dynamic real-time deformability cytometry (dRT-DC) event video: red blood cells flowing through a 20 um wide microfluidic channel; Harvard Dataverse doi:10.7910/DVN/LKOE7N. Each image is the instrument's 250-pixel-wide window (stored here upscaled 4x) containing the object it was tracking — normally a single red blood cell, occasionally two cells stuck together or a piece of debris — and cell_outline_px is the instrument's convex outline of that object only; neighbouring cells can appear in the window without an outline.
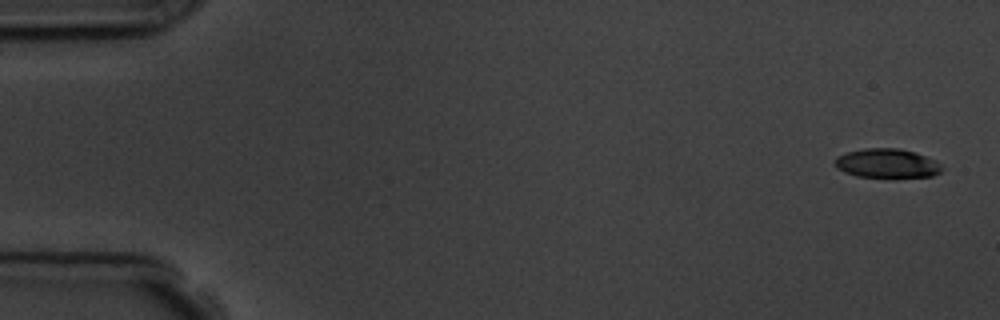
{"species": "common noctule bat (a hibernating species)", "species_latin": "Nyctalus noctula", "temperature_condition": "room temperature", "stored_images_in_passage": 5, "camera_frame_rate_fps": 3000, "um_per_image_px": 0.085, "animal": {"sex": "male", "body_mass_g": 19.5, "forearm_length_mm": 54.6}, "frame": {"image": 1, "passage_image": 1, "time_ms": 0.0, "image_size_px": [1000, 320], "cell_outline_px": [[940, 172], [932, 176], [896, 180], [856, 176], [844, 172], [836, 168], [836, 156], [848, 152], [864, 148], [900, 148], [916, 152], [936, 160], [940, 164]], "centroid_in_image_um": [75.42, 13.93], "position_along_channel_um": 9.6, "area_um2": 18.96}}
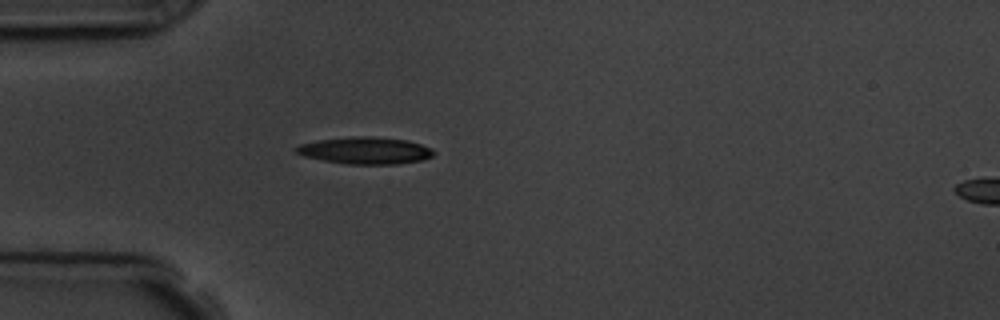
{"frame": {"image": 2, "passage_image": 5, "time_ms": 4.667, "image_size_px": [1000, 320], "cell_outline_px": [[436, 152], [432, 156], [424, 160], [396, 164], [348, 164], [324, 160], [304, 156], [296, 152], [296, 148], [300, 144], [316, 140], [352, 136], [372, 136], [408, 140], [432, 148]], "centroid_in_image_um": [31.09, 12.79], "position_along_channel_um": 53.9, "area_um2": 21.68}}